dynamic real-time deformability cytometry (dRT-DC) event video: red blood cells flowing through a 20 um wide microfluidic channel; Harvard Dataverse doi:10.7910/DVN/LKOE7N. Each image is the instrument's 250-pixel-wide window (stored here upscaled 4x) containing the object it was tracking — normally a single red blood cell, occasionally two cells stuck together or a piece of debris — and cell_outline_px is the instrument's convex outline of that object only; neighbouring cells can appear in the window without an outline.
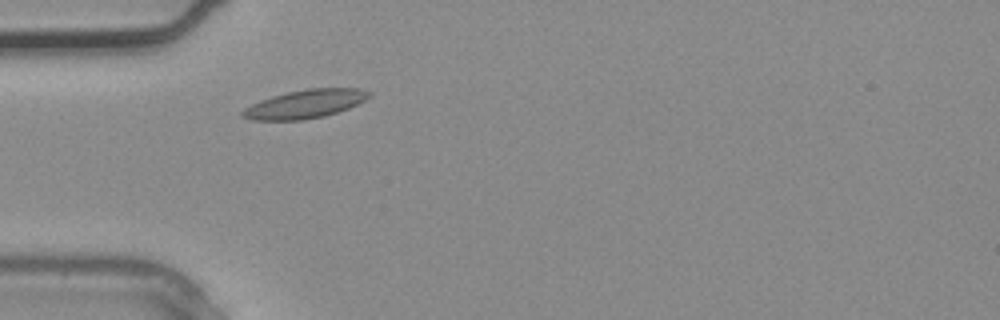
{"species": "common noctule bat (a hibernating species)", "species_latin": "Nyctalus noctula", "temperature_condition": "warm", "stored_images_in_passage": 3, "camera_frame_rate_fps": 3000, "um_per_image_px": 0.085, "animal": {"sex": "male", "body_mass_g": 20.4}, "frame": {"image": 1, "passage_image": 3, "time_ms": 0.667, "image_size_px": [1000, 320], "cell_outline_px": [[372, 96], [348, 108], [324, 116], [304, 120], [252, 120], [240, 116], [240, 112], [244, 108], [260, 100], [272, 96], [288, 92], [308, 88], [360, 88], [372, 92]], "centroid_in_image_um": [25.92, 8.84], "position_along_channel_um": 59.1, "area_um2": 21.04}}